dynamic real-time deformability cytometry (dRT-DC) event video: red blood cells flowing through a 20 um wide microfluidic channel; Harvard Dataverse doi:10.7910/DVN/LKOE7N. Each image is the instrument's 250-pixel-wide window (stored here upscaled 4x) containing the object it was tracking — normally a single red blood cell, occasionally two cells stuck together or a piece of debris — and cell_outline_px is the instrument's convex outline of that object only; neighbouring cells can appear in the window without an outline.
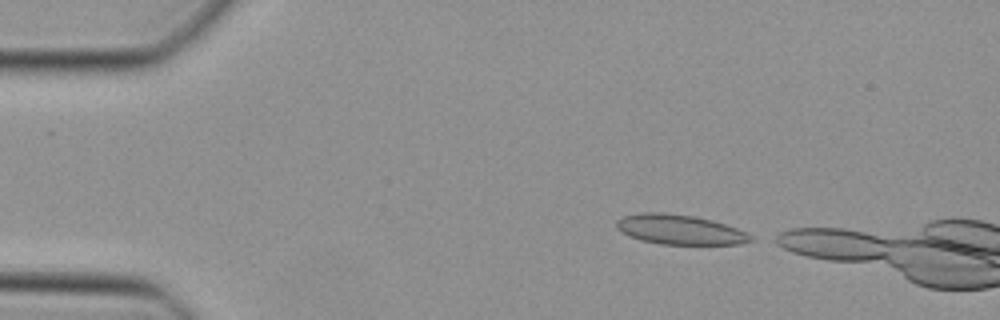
{"species": "Egyptian fruit bat (a non-hibernating species)", "species_latin": "Rousettus aegyptiacus", "temperature_condition": "cold", "stored_images_in_passage": 9, "camera_frame_rate_fps": 3000, "um_per_image_px": 0.085, "animal": {"sex": "female"}, "frame": {"image": 1, "passage_image": 2, "time_ms": 0.333, "image_size_px": [1000, 320], "cell_outline_px": [[756, 240], [740, 244], [660, 244], [640, 240], [628, 236], [616, 228], [616, 220], [624, 216], [640, 212], [664, 212], [692, 216], [712, 220], [736, 228], [752, 236]], "centroid_in_image_um": [57.75, 19.51], "position_along_channel_um": 27.3, "area_um2": 23.29}}